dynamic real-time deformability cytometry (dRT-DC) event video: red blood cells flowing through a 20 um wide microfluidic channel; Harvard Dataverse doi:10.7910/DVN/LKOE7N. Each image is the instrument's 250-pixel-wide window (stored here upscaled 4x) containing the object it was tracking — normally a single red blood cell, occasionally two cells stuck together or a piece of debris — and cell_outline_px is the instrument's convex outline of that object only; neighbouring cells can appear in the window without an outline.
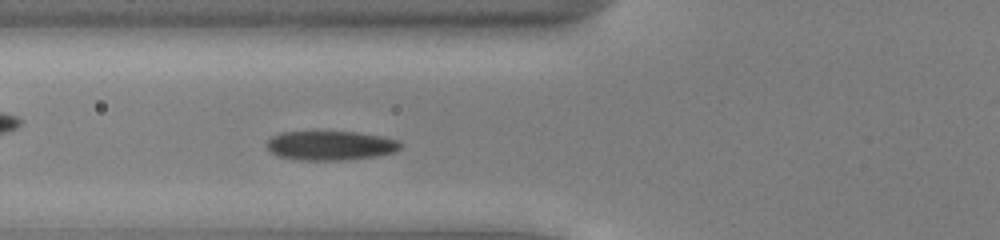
{"species": "common noctule bat (a hibernating species)", "species_latin": "Nyctalus noctula", "temperature_condition": "cold", "stored_images_in_passage": 42, "camera_frame_rate_fps": 3000, "um_per_image_px": 0.085, "animal": {"sex": "male", "body_mass_g": 13.0, "forearm_length_mm": 53.1}, "frame": {"image": 1, "passage_image": 9, "time_ms": 2.667, "image_size_px": [1000, 240], "cell_outline_px": [[404, 144], [396, 152], [376, 156], [344, 160], [296, 160], [276, 156], [268, 148], [268, 140], [272, 136], [280, 132], [356, 132], [380, 136], [396, 140]], "centroid_in_image_um": [28.09, 12.38], "position_along_channel_um": 97.7, "area_um2": 22.83}}
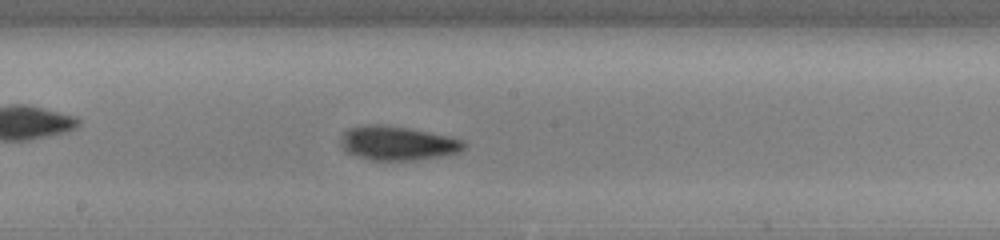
{"frame": {"image": 2, "passage_image": 18, "time_ms": 5.667, "image_size_px": [1000, 240], "cell_outline_px": [[468, 144], [460, 152], [444, 156], [416, 160], [368, 160], [356, 156], [348, 152], [344, 148], [344, 132], [348, 128], [368, 124], [380, 124], [408, 128], [448, 136], [464, 140]], "centroid_in_image_um": [33.87, 12.18], "position_along_channel_um": 214.3, "area_um2": 24.33}}
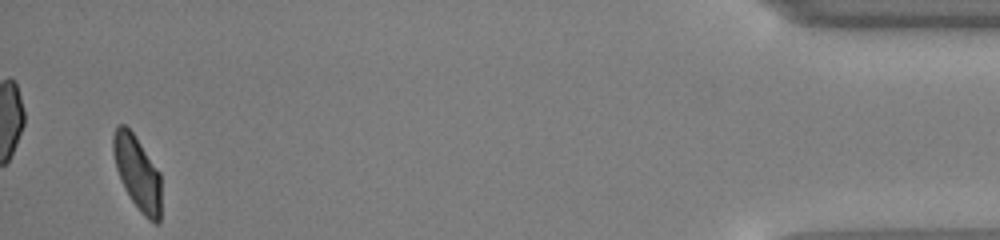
{"frame": {"image": 3, "passage_image": 40, "time_ms": 13.0, "image_size_px": [1000, 240], "cell_outline_px": [[160, 224], [156, 224], [148, 220], [140, 212], [124, 188], [120, 180], [116, 168], [112, 152], [112, 136], [116, 124], [124, 124], [132, 132], [160, 172]], "centroid_in_image_um": [11.65, 14.69], "position_along_channel_um": 423.5, "area_um2": 20.81}, "authors_computed_cell_mechanics": {"area_um2": 22.5131, "velocity_mm_per_s": 3.8804, "shape_relaxation_time_tau1_ms": 2.9033, "shape_relaxation_time_tau2_ms": 1.7533, "deformation_change_tau1": 0.096, "deformation_change_tau2": 0.0618}}